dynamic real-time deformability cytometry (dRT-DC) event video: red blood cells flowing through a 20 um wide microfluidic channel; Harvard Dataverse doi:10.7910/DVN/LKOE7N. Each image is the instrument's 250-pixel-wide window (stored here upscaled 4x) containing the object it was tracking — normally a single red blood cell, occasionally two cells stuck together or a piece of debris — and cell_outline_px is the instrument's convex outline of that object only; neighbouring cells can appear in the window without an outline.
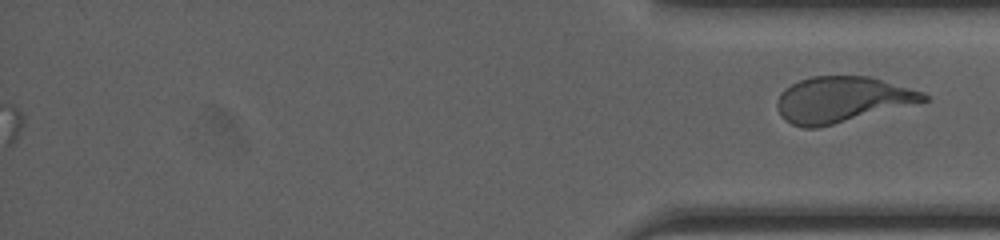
{"species": "human", "species_latin": "Homo sapiens", "temperature_condition": "cold", "stored_images_in_passage": 75, "segment_of_instrument_passage": [2, 2], "camera_frame_rate_fps": 3000, "um_per_image_px": 0.085, "donor": {"sex": "female"}, "frame": {"image": 1, "passage_image": 75, "time_ms": 14.0, "image_size_px": [1000, 240], "cell_outline_px": [[928, 100], [816, 128], [804, 128], [792, 124], [784, 120], [780, 116], [776, 104], [776, 100], [780, 92], [784, 88], [800, 80], [812, 76], [868, 76], [924, 92], [928, 96]], "centroid_in_image_um": [71.49, 8.45], "position_along_channel_um": 363.7, "area_um2": 38.61}}